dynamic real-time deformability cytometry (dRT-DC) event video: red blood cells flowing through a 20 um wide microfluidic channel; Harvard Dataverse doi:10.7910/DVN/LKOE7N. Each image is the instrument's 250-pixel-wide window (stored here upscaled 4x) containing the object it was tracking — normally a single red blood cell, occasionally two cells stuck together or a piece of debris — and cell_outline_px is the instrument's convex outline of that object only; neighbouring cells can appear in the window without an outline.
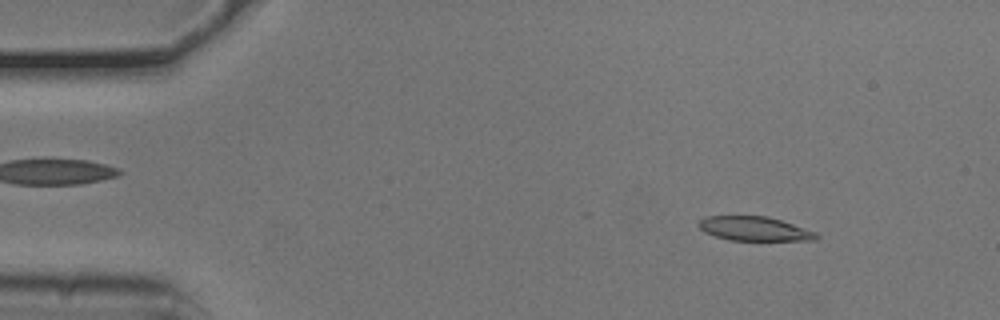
{"species": "common noctule bat (a hibernating species)", "species_latin": "Nyctalus noctula", "temperature_condition": "cold", "stored_images_in_passage": 53, "camera_frame_rate_fps": 3000, "um_per_image_px": 0.085, "animal": {"sex": "male", "body_mass_g": 20.5, "forearm_length_mm": 52.5}, "frame": {"image": 1, "passage_image": 6, "time_ms": 1.667, "image_size_px": [1000, 320], "cell_outline_px": [[820, 236], [816, 240], [728, 240], [704, 232], [696, 224], [704, 216], [768, 216], [816, 232]], "centroid_in_image_um": [64.1, 19.44], "position_along_channel_um": 20.9, "area_um2": 16.53}}
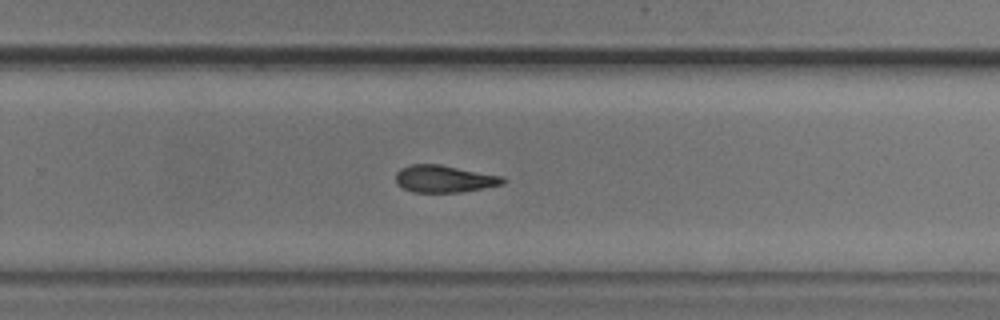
{"frame": {"image": 2, "passage_image": 34, "time_ms": 11.0, "image_size_px": [1000, 320], "cell_outline_px": [[504, 184], [484, 188], [460, 192], [412, 192], [396, 184], [396, 172], [400, 168], [412, 164], [440, 164], [504, 176]], "centroid_in_image_um": [37.76, 15.19], "position_along_channel_um": 292.0, "area_um2": 17.05}}
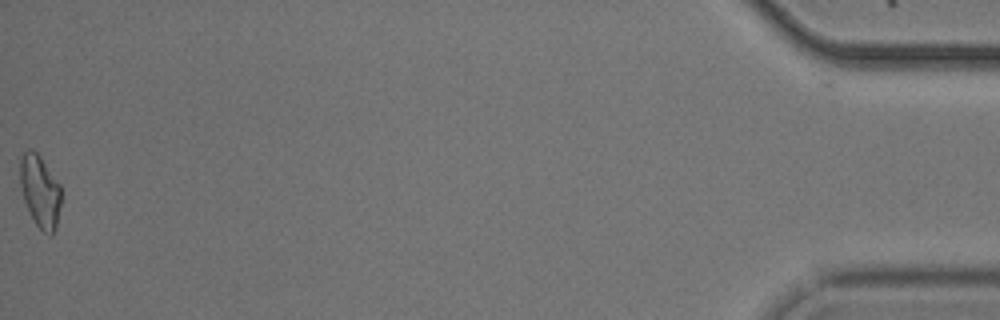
{"frame": {"image": 3, "passage_image": 53, "time_ms": 17.333, "image_size_px": [1000, 320], "cell_outline_px": [[60, 204], [56, 224], [52, 236], [48, 236], [36, 224], [24, 200], [20, 184], [20, 156], [28, 148], [32, 148], [40, 156], [60, 184]], "centroid_in_image_um": [3.39, 16.22], "position_along_channel_um": 431.8, "area_um2": 17.11}, "authors_computed_cell_mechanics": {"area_um2": 17.3978, "velocity_mm_per_s": 3.7728, "shape_relaxation_time_tau1_ms": 4.2613, "shape_relaxation_time_tau2_ms": 7.8465, "deformation_change_tau1": 0.1157, "deformation_change_tau2": 0.1739}}